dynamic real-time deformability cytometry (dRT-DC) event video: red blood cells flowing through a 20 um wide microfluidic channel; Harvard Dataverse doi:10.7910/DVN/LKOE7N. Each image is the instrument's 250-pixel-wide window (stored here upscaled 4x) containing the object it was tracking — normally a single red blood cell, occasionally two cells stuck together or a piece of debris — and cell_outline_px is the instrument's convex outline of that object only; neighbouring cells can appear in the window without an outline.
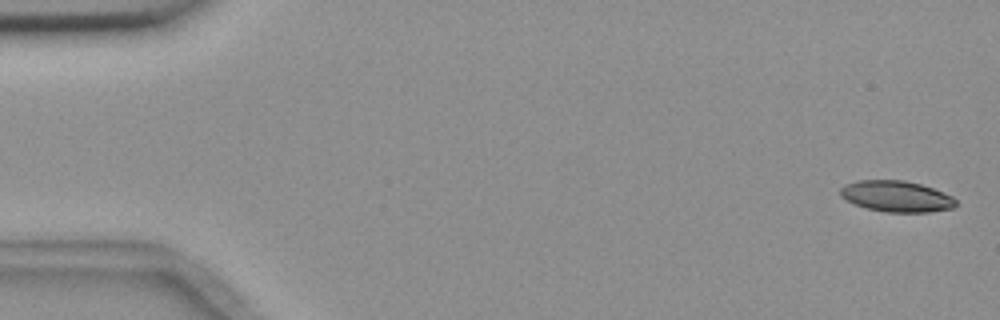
{"species": "common noctule bat (a hibernating species)", "species_latin": "Nyctalus noctula", "temperature_condition": "room temperature", "stored_images_in_passage": 4, "camera_frame_rate_fps": 3000, "um_per_image_px": 0.085, "animal": {"sex": "female", "body_mass_g": 18.4}, "frame": {"image": 1, "passage_image": 1, "time_ms": 0.0, "image_size_px": [1000, 320], "cell_outline_px": [[956, 204], [952, 208], [928, 212], [888, 212], [864, 208], [840, 196], [840, 188], [844, 184], [856, 180], [904, 180], [920, 184], [944, 192], [952, 196], [956, 200]], "centroid_in_image_um": [76.18, 16.68], "position_along_channel_um": 8.8, "area_um2": 20.92}}